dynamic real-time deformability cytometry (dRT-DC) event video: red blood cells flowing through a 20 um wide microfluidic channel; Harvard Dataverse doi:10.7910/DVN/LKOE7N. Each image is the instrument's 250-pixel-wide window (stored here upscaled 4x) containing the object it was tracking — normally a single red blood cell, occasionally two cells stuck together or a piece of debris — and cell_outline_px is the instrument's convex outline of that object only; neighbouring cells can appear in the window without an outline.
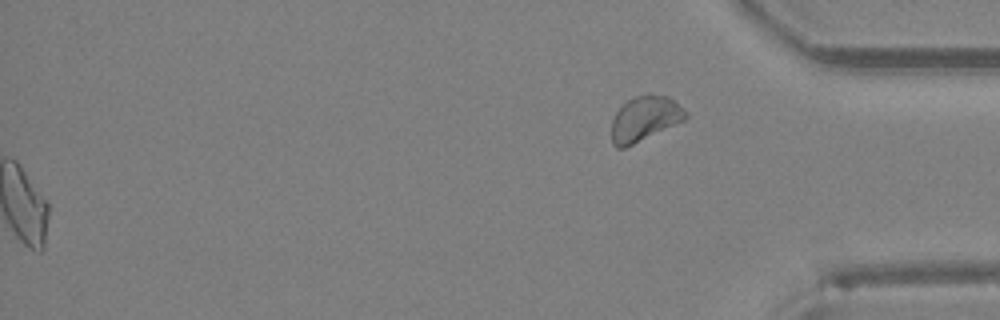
{"species": "Egyptian fruit bat (a non-hibernating species)", "species_latin": "Rousettus aegyptiacus", "temperature_condition": "room temperature", "stored_images_in_passage": 33, "segment_of_instrument_passage": [2, 2], "camera_frame_rate_fps": 3000, "um_per_image_px": 0.085, "animal": {"sex": "female"}, "frame": {"image": 1, "passage_image": 33, "time_ms": 10.667, "image_size_px": [1000, 320], "cell_outline_px": [[688, 116], [684, 120], [624, 148], [616, 148], [612, 144], [612, 120], [616, 112], [628, 100], [636, 96], [648, 92], [668, 96], [688, 112]], "centroid_in_image_um": [54.8, 10.06], "position_along_channel_um": 380.4, "area_um2": 19.31}}